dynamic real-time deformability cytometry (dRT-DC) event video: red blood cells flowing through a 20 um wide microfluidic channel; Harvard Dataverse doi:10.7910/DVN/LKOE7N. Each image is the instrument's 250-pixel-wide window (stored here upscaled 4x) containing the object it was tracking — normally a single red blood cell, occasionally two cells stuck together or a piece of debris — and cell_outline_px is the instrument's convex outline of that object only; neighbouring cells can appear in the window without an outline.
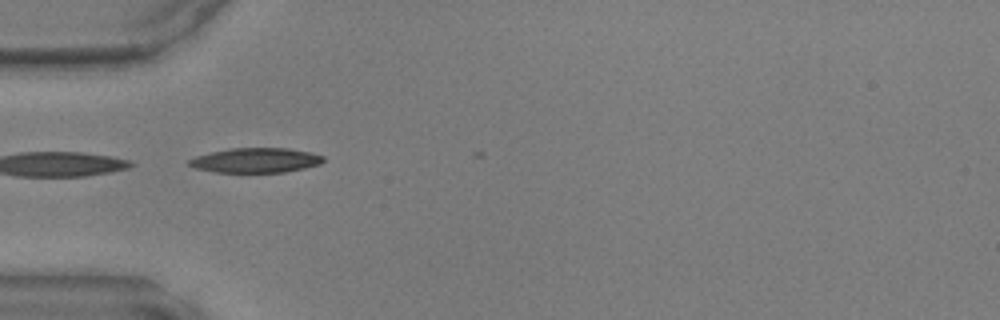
{"species": "common noctule bat (a hibernating species)", "species_latin": "Nyctalus noctula", "temperature_condition": "warm", "stored_images_in_passage": 2, "camera_frame_rate_fps": 3000, "um_per_image_px": 0.085, "animal": {"sex": "male", "body_mass_g": 17.9, "forearm_length_mm": 54.2}, "frame": {"image": 1, "passage_image": 1, "time_ms": 0.0, "image_size_px": [1000, 320], "cell_outline_px": [[324, 160], [320, 164], [304, 168], [284, 172], [216, 172], [196, 168], [188, 164], [188, 160], [196, 156], [228, 148], [288, 148], [312, 152], [324, 156]], "centroid_in_image_um": [21.76, 13.62], "position_along_channel_um": 63.2, "area_um2": 19.31}}